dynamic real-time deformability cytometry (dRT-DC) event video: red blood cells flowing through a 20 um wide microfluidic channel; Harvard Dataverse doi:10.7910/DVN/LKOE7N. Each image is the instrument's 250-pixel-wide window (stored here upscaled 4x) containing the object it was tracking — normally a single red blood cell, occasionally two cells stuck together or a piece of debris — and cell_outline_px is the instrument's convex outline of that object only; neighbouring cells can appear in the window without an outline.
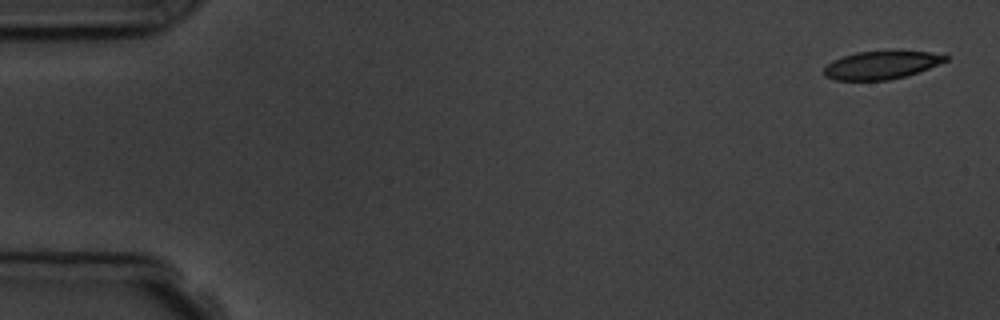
{"species": "common noctule bat (a hibernating species)", "species_latin": "Nyctalus noctula", "temperature_condition": "room temperature", "stored_images_in_passage": 5, "camera_frame_rate_fps": 3000, "um_per_image_px": 0.085, "animal": {"sex": "male", "body_mass_g": 19.5, "forearm_length_mm": 54.6}, "frame": {"image": 1, "passage_image": 1, "time_ms": 0.0, "image_size_px": [1000, 320], "cell_outline_px": [[948, 60], [920, 72], [888, 80], [836, 80], [824, 76], [824, 68], [832, 60], [856, 52], [928, 52], [948, 56]], "centroid_in_image_um": [74.89, 5.55], "position_along_channel_um": 10.1, "area_um2": 19.48}}
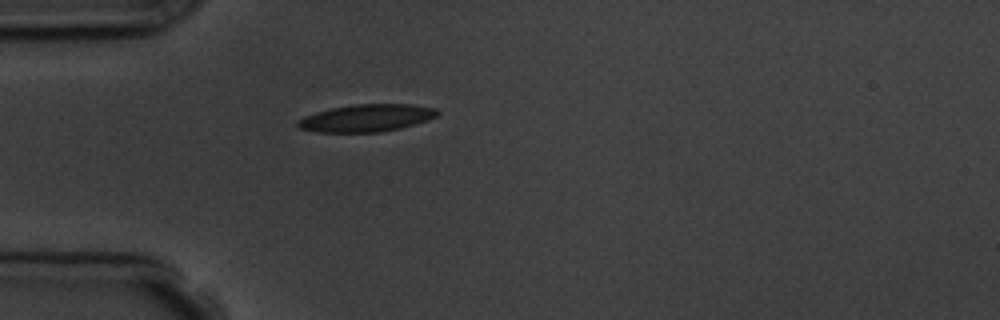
{"frame": {"image": 2, "passage_image": 5, "time_ms": 4.667, "image_size_px": [1000, 320], "cell_outline_px": [[440, 112], [436, 116], [428, 120], [400, 128], [380, 132], [316, 132], [300, 128], [296, 124], [296, 120], [304, 116], [316, 112], [332, 108], [352, 104], [412, 104], [436, 108]], "centroid_in_image_um": [31.15, 10.02], "position_along_channel_um": 53.9, "area_um2": 22.31}}